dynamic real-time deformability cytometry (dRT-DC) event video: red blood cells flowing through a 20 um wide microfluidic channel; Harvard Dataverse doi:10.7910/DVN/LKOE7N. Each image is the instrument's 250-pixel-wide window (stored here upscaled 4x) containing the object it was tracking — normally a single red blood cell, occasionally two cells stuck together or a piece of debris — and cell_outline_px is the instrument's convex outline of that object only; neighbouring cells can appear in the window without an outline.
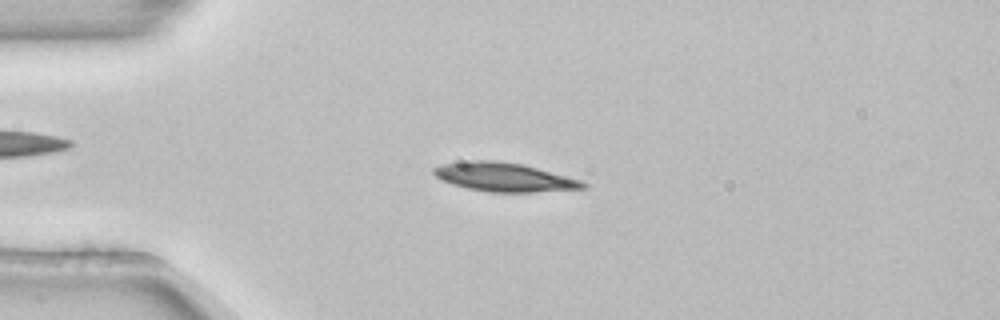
{"species": "common noctule bat (a hibernating species)", "species_latin": "Nyctalus noctula", "temperature_condition": "room temperature", "stored_images_in_passage": 3, "camera_frame_rate_fps": 3000, "um_per_image_px": 0.085, "animal": {"sex": "female", "body_mass_g": 22.7, "forearm_length_mm": 54.2}, "frame": {"image": 1, "passage_image": 3, "time_ms": 0.667, "image_size_px": [1000, 320], "cell_outline_px": [[588, 188], [532, 192], [488, 192], [468, 188], [452, 184], [440, 180], [432, 172], [432, 168], [444, 164], [472, 160], [496, 160], [520, 164], [536, 168], [580, 180], [588, 184]], "centroid_in_image_um": [42.83, 15.06], "position_along_channel_um": 42.2, "area_um2": 24.8}}